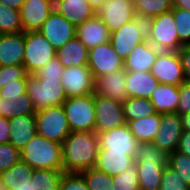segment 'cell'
I'll use <instances>...</instances> for the list:
<instances>
[{
  "label": "cell",
  "mask_w": 190,
  "mask_h": 190,
  "mask_svg": "<svg viewBox=\"0 0 190 190\" xmlns=\"http://www.w3.org/2000/svg\"><path fill=\"white\" fill-rule=\"evenodd\" d=\"M134 162H168V154L153 143H139Z\"/></svg>",
  "instance_id": "obj_38"
},
{
  "label": "cell",
  "mask_w": 190,
  "mask_h": 190,
  "mask_svg": "<svg viewBox=\"0 0 190 190\" xmlns=\"http://www.w3.org/2000/svg\"><path fill=\"white\" fill-rule=\"evenodd\" d=\"M59 190H89L80 173L63 172L59 181Z\"/></svg>",
  "instance_id": "obj_43"
},
{
  "label": "cell",
  "mask_w": 190,
  "mask_h": 190,
  "mask_svg": "<svg viewBox=\"0 0 190 190\" xmlns=\"http://www.w3.org/2000/svg\"><path fill=\"white\" fill-rule=\"evenodd\" d=\"M1 102L0 116L6 119L36 113L28 92L22 94L20 97L10 98V100L1 98Z\"/></svg>",
  "instance_id": "obj_32"
},
{
  "label": "cell",
  "mask_w": 190,
  "mask_h": 190,
  "mask_svg": "<svg viewBox=\"0 0 190 190\" xmlns=\"http://www.w3.org/2000/svg\"><path fill=\"white\" fill-rule=\"evenodd\" d=\"M98 154L97 132H70L62 143L63 172L81 173L95 167Z\"/></svg>",
  "instance_id": "obj_1"
},
{
  "label": "cell",
  "mask_w": 190,
  "mask_h": 190,
  "mask_svg": "<svg viewBox=\"0 0 190 190\" xmlns=\"http://www.w3.org/2000/svg\"><path fill=\"white\" fill-rule=\"evenodd\" d=\"M149 43L160 51H179L184 46L179 40L172 11L154 17Z\"/></svg>",
  "instance_id": "obj_8"
},
{
  "label": "cell",
  "mask_w": 190,
  "mask_h": 190,
  "mask_svg": "<svg viewBox=\"0 0 190 190\" xmlns=\"http://www.w3.org/2000/svg\"><path fill=\"white\" fill-rule=\"evenodd\" d=\"M135 13L151 15L153 17L173 9L172 0H133Z\"/></svg>",
  "instance_id": "obj_35"
},
{
  "label": "cell",
  "mask_w": 190,
  "mask_h": 190,
  "mask_svg": "<svg viewBox=\"0 0 190 190\" xmlns=\"http://www.w3.org/2000/svg\"><path fill=\"white\" fill-rule=\"evenodd\" d=\"M21 153L11 143L0 144V173L8 170L21 160Z\"/></svg>",
  "instance_id": "obj_42"
},
{
  "label": "cell",
  "mask_w": 190,
  "mask_h": 190,
  "mask_svg": "<svg viewBox=\"0 0 190 190\" xmlns=\"http://www.w3.org/2000/svg\"><path fill=\"white\" fill-rule=\"evenodd\" d=\"M11 128L10 141L16 149L21 150L37 134L36 114L19 115L9 119Z\"/></svg>",
  "instance_id": "obj_23"
},
{
  "label": "cell",
  "mask_w": 190,
  "mask_h": 190,
  "mask_svg": "<svg viewBox=\"0 0 190 190\" xmlns=\"http://www.w3.org/2000/svg\"><path fill=\"white\" fill-rule=\"evenodd\" d=\"M25 0H0L1 4H4L10 8L20 10Z\"/></svg>",
  "instance_id": "obj_51"
},
{
  "label": "cell",
  "mask_w": 190,
  "mask_h": 190,
  "mask_svg": "<svg viewBox=\"0 0 190 190\" xmlns=\"http://www.w3.org/2000/svg\"><path fill=\"white\" fill-rule=\"evenodd\" d=\"M10 124L9 119L0 116V144L9 143L10 141Z\"/></svg>",
  "instance_id": "obj_49"
},
{
  "label": "cell",
  "mask_w": 190,
  "mask_h": 190,
  "mask_svg": "<svg viewBox=\"0 0 190 190\" xmlns=\"http://www.w3.org/2000/svg\"><path fill=\"white\" fill-rule=\"evenodd\" d=\"M113 190H140L135 162L123 172L112 176Z\"/></svg>",
  "instance_id": "obj_37"
},
{
  "label": "cell",
  "mask_w": 190,
  "mask_h": 190,
  "mask_svg": "<svg viewBox=\"0 0 190 190\" xmlns=\"http://www.w3.org/2000/svg\"><path fill=\"white\" fill-rule=\"evenodd\" d=\"M125 67L95 78L94 95L110 98L123 104L128 98Z\"/></svg>",
  "instance_id": "obj_17"
},
{
  "label": "cell",
  "mask_w": 190,
  "mask_h": 190,
  "mask_svg": "<svg viewBox=\"0 0 190 190\" xmlns=\"http://www.w3.org/2000/svg\"><path fill=\"white\" fill-rule=\"evenodd\" d=\"M55 50L76 37L77 28L65 17L53 10L38 30Z\"/></svg>",
  "instance_id": "obj_12"
},
{
  "label": "cell",
  "mask_w": 190,
  "mask_h": 190,
  "mask_svg": "<svg viewBox=\"0 0 190 190\" xmlns=\"http://www.w3.org/2000/svg\"><path fill=\"white\" fill-rule=\"evenodd\" d=\"M95 132L102 133L126 124L123 104L113 99L95 95Z\"/></svg>",
  "instance_id": "obj_14"
},
{
  "label": "cell",
  "mask_w": 190,
  "mask_h": 190,
  "mask_svg": "<svg viewBox=\"0 0 190 190\" xmlns=\"http://www.w3.org/2000/svg\"><path fill=\"white\" fill-rule=\"evenodd\" d=\"M88 56V48L77 37L56 50V57L63 67L88 65Z\"/></svg>",
  "instance_id": "obj_27"
},
{
  "label": "cell",
  "mask_w": 190,
  "mask_h": 190,
  "mask_svg": "<svg viewBox=\"0 0 190 190\" xmlns=\"http://www.w3.org/2000/svg\"><path fill=\"white\" fill-rule=\"evenodd\" d=\"M60 82L66 98L94 93L95 79L88 65L65 67Z\"/></svg>",
  "instance_id": "obj_10"
},
{
  "label": "cell",
  "mask_w": 190,
  "mask_h": 190,
  "mask_svg": "<svg viewBox=\"0 0 190 190\" xmlns=\"http://www.w3.org/2000/svg\"><path fill=\"white\" fill-rule=\"evenodd\" d=\"M161 123V114L155 113L149 117H142L129 121L127 125L139 143H152L158 133Z\"/></svg>",
  "instance_id": "obj_29"
},
{
  "label": "cell",
  "mask_w": 190,
  "mask_h": 190,
  "mask_svg": "<svg viewBox=\"0 0 190 190\" xmlns=\"http://www.w3.org/2000/svg\"><path fill=\"white\" fill-rule=\"evenodd\" d=\"M35 114L37 134L62 144L71 132L63 106L48 107Z\"/></svg>",
  "instance_id": "obj_6"
},
{
  "label": "cell",
  "mask_w": 190,
  "mask_h": 190,
  "mask_svg": "<svg viewBox=\"0 0 190 190\" xmlns=\"http://www.w3.org/2000/svg\"><path fill=\"white\" fill-rule=\"evenodd\" d=\"M87 1L95 9V11H97L105 0H87Z\"/></svg>",
  "instance_id": "obj_54"
},
{
  "label": "cell",
  "mask_w": 190,
  "mask_h": 190,
  "mask_svg": "<svg viewBox=\"0 0 190 190\" xmlns=\"http://www.w3.org/2000/svg\"><path fill=\"white\" fill-rule=\"evenodd\" d=\"M159 85L150 72L126 71V90L129 97L150 99Z\"/></svg>",
  "instance_id": "obj_24"
},
{
  "label": "cell",
  "mask_w": 190,
  "mask_h": 190,
  "mask_svg": "<svg viewBox=\"0 0 190 190\" xmlns=\"http://www.w3.org/2000/svg\"><path fill=\"white\" fill-rule=\"evenodd\" d=\"M168 165L190 186V156L174 151L168 155Z\"/></svg>",
  "instance_id": "obj_40"
},
{
  "label": "cell",
  "mask_w": 190,
  "mask_h": 190,
  "mask_svg": "<svg viewBox=\"0 0 190 190\" xmlns=\"http://www.w3.org/2000/svg\"><path fill=\"white\" fill-rule=\"evenodd\" d=\"M183 131L182 118L178 113L161 114L160 128L152 143L169 155L177 150Z\"/></svg>",
  "instance_id": "obj_16"
},
{
  "label": "cell",
  "mask_w": 190,
  "mask_h": 190,
  "mask_svg": "<svg viewBox=\"0 0 190 190\" xmlns=\"http://www.w3.org/2000/svg\"><path fill=\"white\" fill-rule=\"evenodd\" d=\"M25 32L0 34V66L23 65Z\"/></svg>",
  "instance_id": "obj_19"
},
{
  "label": "cell",
  "mask_w": 190,
  "mask_h": 190,
  "mask_svg": "<svg viewBox=\"0 0 190 190\" xmlns=\"http://www.w3.org/2000/svg\"><path fill=\"white\" fill-rule=\"evenodd\" d=\"M134 162V158L126 152H108V149H99L95 168L114 176L123 172Z\"/></svg>",
  "instance_id": "obj_25"
},
{
  "label": "cell",
  "mask_w": 190,
  "mask_h": 190,
  "mask_svg": "<svg viewBox=\"0 0 190 190\" xmlns=\"http://www.w3.org/2000/svg\"><path fill=\"white\" fill-rule=\"evenodd\" d=\"M171 11L180 42L183 45H190V11L180 8H173Z\"/></svg>",
  "instance_id": "obj_39"
},
{
  "label": "cell",
  "mask_w": 190,
  "mask_h": 190,
  "mask_svg": "<svg viewBox=\"0 0 190 190\" xmlns=\"http://www.w3.org/2000/svg\"><path fill=\"white\" fill-rule=\"evenodd\" d=\"M153 20L154 17L151 15L135 13L133 20L111 33L110 42L123 61L136 45L149 41Z\"/></svg>",
  "instance_id": "obj_2"
},
{
  "label": "cell",
  "mask_w": 190,
  "mask_h": 190,
  "mask_svg": "<svg viewBox=\"0 0 190 190\" xmlns=\"http://www.w3.org/2000/svg\"><path fill=\"white\" fill-rule=\"evenodd\" d=\"M34 169L21 160L14 166L0 173V179L8 190H21L31 182Z\"/></svg>",
  "instance_id": "obj_30"
},
{
  "label": "cell",
  "mask_w": 190,
  "mask_h": 190,
  "mask_svg": "<svg viewBox=\"0 0 190 190\" xmlns=\"http://www.w3.org/2000/svg\"><path fill=\"white\" fill-rule=\"evenodd\" d=\"M21 161L33 169L63 170L62 144L36 134L20 150Z\"/></svg>",
  "instance_id": "obj_3"
},
{
  "label": "cell",
  "mask_w": 190,
  "mask_h": 190,
  "mask_svg": "<svg viewBox=\"0 0 190 190\" xmlns=\"http://www.w3.org/2000/svg\"><path fill=\"white\" fill-rule=\"evenodd\" d=\"M88 67L95 79L123 68L124 61L117 55L109 41L89 50Z\"/></svg>",
  "instance_id": "obj_11"
},
{
  "label": "cell",
  "mask_w": 190,
  "mask_h": 190,
  "mask_svg": "<svg viewBox=\"0 0 190 190\" xmlns=\"http://www.w3.org/2000/svg\"><path fill=\"white\" fill-rule=\"evenodd\" d=\"M28 75L29 74L23 65L7 67L0 66V90L13 80L27 78Z\"/></svg>",
  "instance_id": "obj_44"
},
{
  "label": "cell",
  "mask_w": 190,
  "mask_h": 190,
  "mask_svg": "<svg viewBox=\"0 0 190 190\" xmlns=\"http://www.w3.org/2000/svg\"><path fill=\"white\" fill-rule=\"evenodd\" d=\"M26 80L27 78L13 80L9 84L5 85L0 90V98L10 100V98L20 97L22 94L26 93Z\"/></svg>",
  "instance_id": "obj_46"
},
{
  "label": "cell",
  "mask_w": 190,
  "mask_h": 190,
  "mask_svg": "<svg viewBox=\"0 0 190 190\" xmlns=\"http://www.w3.org/2000/svg\"><path fill=\"white\" fill-rule=\"evenodd\" d=\"M63 170L34 169L31 182L21 190H59Z\"/></svg>",
  "instance_id": "obj_31"
},
{
  "label": "cell",
  "mask_w": 190,
  "mask_h": 190,
  "mask_svg": "<svg viewBox=\"0 0 190 190\" xmlns=\"http://www.w3.org/2000/svg\"><path fill=\"white\" fill-rule=\"evenodd\" d=\"M176 151L190 156V131H183Z\"/></svg>",
  "instance_id": "obj_50"
},
{
  "label": "cell",
  "mask_w": 190,
  "mask_h": 190,
  "mask_svg": "<svg viewBox=\"0 0 190 190\" xmlns=\"http://www.w3.org/2000/svg\"><path fill=\"white\" fill-rule=\"evenodd\" d=\"M97 134L99 149H108V152H126L135 158L139 142L130 131L127 123Z\"/></svg>",
  "instance_id": "obj_15"
},
{
  "label": "cell",
  "mask_w": 190,
  "mask_h": 190,
  "mask_svg": "<svg viewBox=\"0 0 190 190\" xmlns=\"http://www.w3.org/2000/svg\"><path fill=\"white\" fill-rule=\"evenodd\" d=\"M149 100L154 105L156 113H177L180 100L179 86L159 84Z\"/></svg>",
  "instance_id": "obj_26"
},
{
  "label": "cell",
  "mask_w": 190,
  "mask_h": 190,
  "mask_svg": "<svg viewBox=\"0 0 190 190\" xmlns=\"http://www.w3.org/2000/svg\"><path fill=\"white\" fill-rule=\"evenodd\" d=\"M178 53L182 61L186 81L190 82V45H184Z\"/></svg>",
  "instance_id": "obj_48"
},
{
  "label": "cell",
  "mask_w": 190,
  "mask_h": 190,
  "mask_svg": "<svg viewBox=\"0 0 190 190\" xmlns=\"http://www.w3.org/2000/svg\"><path fill=\"white\" fill-rule=\"evenodd\" d=\"M173 8H180L190 11V0H172Z\"/></svg>",
  "instance_id": "obj_52"
},
{
  "label": "cell",
  "mask_w": 190,
  "mask_h": 190,
  "mask_svg": "<svg viewBox=\"0 0 190 190\" xmlns=\"http://www.w3.org/2000/svg\"><path fill=\"white\" fill-rule=\"evenodd\" d=\"M123 111L126 123L156 113L154 105L149 99L136 97H129L123 103Z\"/></svg>",
  "instance_id": "obj_33"
},
{
  "label": "cell",
  "mask_w": 190,
  "mask_h": 190,
  "mask_svg": "<svg viewBox=\"0 0 190 190\" xmlns=\"http://www.w3.org/2000/svg\"><path fill=\"white\" fill-rule=\"evenodd\" d=\"M0 190H8L6 186L3 184L2 180L0 179Z\"/></svg>",
  "instance_id": "obj_55"
},
{
  "label": "cell",
  "mask_w": 190,
  "mask_h": 190,
  "mask_svg": "<svg viewBox=\"0 0 190 190\" xmlns=\"http://www.w3.org/2000/svg\"><path fill=\"white\" fill-rule=\"evenodd\" d=\"M65 67L59 62L57 57L52 58L44 67L34 75L38 79H56L60 80Z\"/></svg>",
  "instance_id": "obj_45"
},
{
  "label": "cell",
  "mask_w": 190,
  "mask_h": 190,
  "mask_svg": "<svg viewBox=\"0 0 190 190\" xmlns=\"http://www.w3.org/2000/svg\"><path fill=\"white\" fill-rule=\"evenodd\" d=\"M54 10L76 28L96 15L95 9L87 0H56Z\"/></svg>",
  "instance_id": "obj_20"
},
{
  "label": "cell",
  "mask_w": 190,
  "mask_h": 190,
  "mask_svg": "<svg viewBox=\"0 0 190 190\" xmlns=\"http://www.w3.org/2000/svg\"><path fill=\"white\" fill-rule=\"evenodd\" d=\"M180 100L177 105V113L181 116L190 113V82L184 81L179 86Z\"/></svg>",
  "instance_id": "obj_47"
},
{
  "label": "cell",
  "mask_w": 190,
  "mask_h": 190,
  "mask_svg": "<svg viewBox=\"0 0 190 190\" xmlns=\"http://www.w3.org/2000/svg\"><path fill=\"white\" fill-rule=\"evenodd\" d=\"M168 162H135L140 190H159Z\"/></svg>",
  "instance_id": "obj_28"
},
{
  "label": "cell",
  "mask_w": 190,
  "mask_h": 190,
  "mask_svg": "<svg viewBox=\"0 0 190 190\" xmlns=\"http://www.w3.org/2000/svg\"><path fill=\"white\" fill-rule=\"evenodd\" d=\"M134 14L133 0H105L96 11L111 33L133 20Z\"/></svg>",
  "instance_id": "obj_13"
},
{
  "label": "cell",
  "mask_w": 190,
  "mask_h": 190,
  "mask_svg": "<svg viewBox=\"0 0 190 190\" xmlns=\"http://www.w3.org/2000/svg\"><path fill=\"white\" fill-rule=\"evenodd\" d=\"M26 86L35 111L52 106H60L67 99L60 80L38 79L35 75L29 74Z\"/></svg>",
  "instance_id": "obj_5"
},
{
  "label": "cell",
  "mask_w": 190,
  "mask_h": 190,
  "mask_svg": "<svg viewBox=\"0 0 190 190\" xmlns=\"http://www.w3.org/2000/svg\"><path fill=\"white\" fill-rule=\"evenodd\" d=\"M150 73L159 84L180 86L186 80L178 51H160Z\"/></svg>",
  "instance_id": "obj_9"
},
{
  "label": "cell",
  "mask_w": 190,
  "mask_h": 190,
  "mask_svg": "<svg viewBox=\"0 0 190 190\" xmlns=\"http://www.w3.org/2000/svg\"><path fill=\"white\" fill-rule=\"evenodd\" d=\"M89 190H113L112 176L98 170L95 167L80 173Z\"/></svg>",
  "instance_id": "obj_36"
},
{
  "label": "cell",
  "mask_w": 190,
  "mask_h": 190,
  "mask_svg": "<svg viewBox=\"0 0 190 190\" xmlns=\"http://www.w3.org/2000/svg\"><path fill=\"white\" fill-rule=\"evenodd\" d=\"M184 131H190V113L181 115Z\"/></svg>",
  "instance_id": "obj_53"
},
{
  "label": "cell",
  "mask_w": 190,
  "mask_h": 190,
  "mask_svg": "<svg viewBox=\"0 0 190 190\" xmlns=\"http://www.w3.org/2000/svg\"><path fill=\"white\" fill-rule=\"evenodd\" d=\"M159 190H190V186L167 164Z\"/></svg>",
  "instance_id": "obj_41"
},
{
  "label": "cell",
  "mask_w": 190,
  "mask_h": 190,
  "mask_svg": "<svg viewBox=\"0 0 190 190\" xmlns=\"http://www.w3.org/2000/svg\"><path fill=\"white\" fill-rule=\"evenodd\" d=\"M22 31L20 10L0 3V34L19 33Z\"/></svg>",
  "instance_id": "obj_34"
},
{
  "label": "cell",
  "mask_w": 190,
  "mask_h": 190,
  "mask_svg": "<svg viewBox=\"0 0 190 190\" xmlns=\"http://www.w3.org/2000/svg\"><path fill=\"white\" fill-rule=\"evenodd\" d=\"M160 50L152 46L149 41L136 45L124 60L126 71L150 72Z\"/></svg>",
  "instance_id": "obj_22"
},
{
  "label": "cell",
  "mask_w": 190,
  "mask_h": 190,
  "mask_svg": "<svg viewBox=\"0 0 190 190\" xmlns=\"http://www.w3.org/2000/svg\"><path fill=\"white\" fill-rule=\"evenodd\" d=\"M94 93L67 98L62 104L71 132H95Z\"/></svg>",
  "instance_id": "obj_4"
},
{
  "label": "cell",
  "mask_w": 190,
  "mask_h": 190,
  "mask_svg": "<svg viewBox=\"0 0 190 190\" xmlns=\"http://www.w3.org/2000/svg\"><path fill=\"white\" fill-rule=\"evenodd\" d=\"M76 37L90 50L110 41L111 32L97 15L77 27Z\"/></svg>",
  "instance_id": "obj_21"
},
{
  "label": "cell",
  "mask_w": 190,
  "mask_h": 190,
  "mask_svg": "<svg viewBox=\"0 0 190 190\" xmlns=\"http://www.w3.org/2000/svg\"><path fill=\"white\" fill-rule=\"evenodd\" d=\"M54 57L56 50L40 32H25L23 66L28 74L34 75Z\"/></svg>",
  "instance_id": "obj_7"
},
{
  "label": "cell",
  "mask_w": 190,
  "mask_h": 190,
  "mask_svg": "<svg viewBox=\"0 0 190 190\" xmlns=\"http://www.w3.org/2000/svg\"><path fill=\"white\" fill-rule=\"evenodd\" d=\"M53 10V0H25L20 9L23 31H38Z\"/></svg>",
  "instance_id": "obj_18"
}]
</instances>
